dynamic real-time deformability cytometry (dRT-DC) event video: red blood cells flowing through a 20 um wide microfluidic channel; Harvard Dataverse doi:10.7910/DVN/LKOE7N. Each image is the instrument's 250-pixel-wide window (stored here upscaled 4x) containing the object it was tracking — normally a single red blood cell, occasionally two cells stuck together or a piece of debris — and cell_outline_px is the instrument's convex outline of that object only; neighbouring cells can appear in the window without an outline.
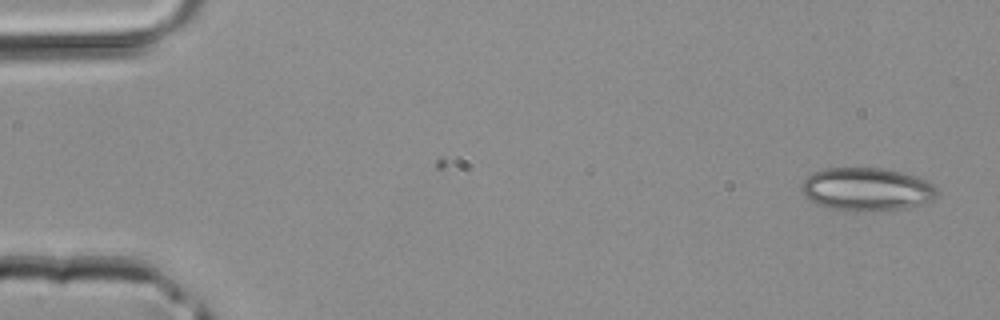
{"species": "common noctule bat (a hibernating species)", "species_latin": "Nyctalus noctula", "temperature_condition": "room temperature", "stored_images_in_passage": 38, "camera_frame_rate_fps": 3000, "um_per_image_px": 0.085, "animal": {"sex": "male", "body_mass_g": 20.4}, "frame": {"image": 1, "passage_image": 1, "time_ms": 0.0, "image_size_px": [1000, 320], "cell_outline_px": [[940, 192], [936, 196], [920, 204], [908, 208], [856, 212], [852, 212], [828, 208], [804, 196], [800, 188], [800, 184], [804, 176], [812, 172], [824, 168], [884, 168], [916, 176], [928, 180]], "centroid_in_image_um": [73.63, 16.08], "position_along_channel_um": 11.4, "area_um2": 34.45}}
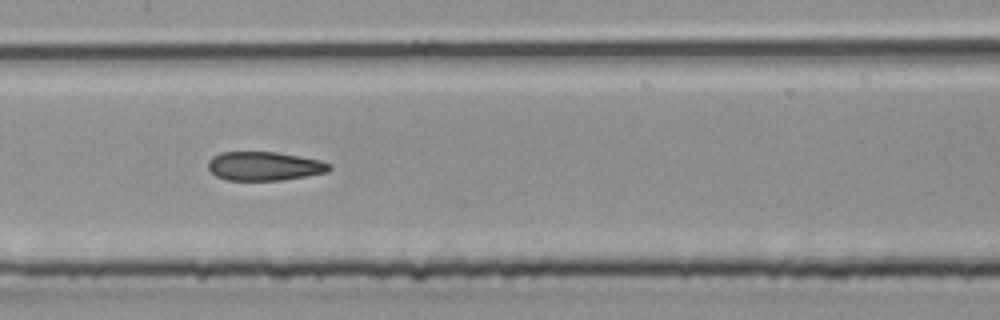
{"frame": {"image": 2, "passage_image": 21, "time_ms": 6.667, "image_size_px": [1000, 320], "cell_outline_px": [[332, 168], [328, 172], [280, 180], [228, 180], [216, 176], [208, 168], [208, 160], [212, 156], [220, 152], [276, 152], [300, 156], [320, 160], [332, 164]], "centroid_in_image_um": [22.47, 14.11], "position_along_channel_um": 184.9, "area_um2": 20.4}}
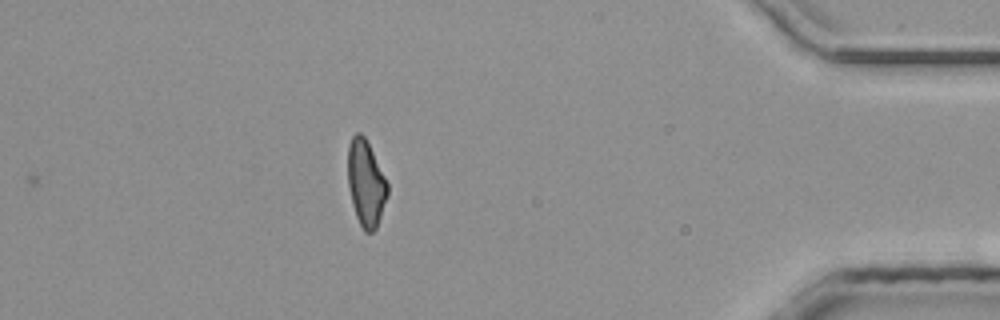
{"frame": {"image": 3, "passage_image": 38, "time_ms": 12.333, "image_size_px": [1000, 320], "cell_outline_px": [[388, 196], [376, 228], [372, 232], [364, 232], [356, 216], [352, 204], [348, 188], [348, 144], [352, 136], [356, 132], [360, 132], [364, 136], [388, 184]], "centroid_in_image_um": [31.09, 15.59], "position_along_channel_um": 404.1, "area_um2": 19.77}}